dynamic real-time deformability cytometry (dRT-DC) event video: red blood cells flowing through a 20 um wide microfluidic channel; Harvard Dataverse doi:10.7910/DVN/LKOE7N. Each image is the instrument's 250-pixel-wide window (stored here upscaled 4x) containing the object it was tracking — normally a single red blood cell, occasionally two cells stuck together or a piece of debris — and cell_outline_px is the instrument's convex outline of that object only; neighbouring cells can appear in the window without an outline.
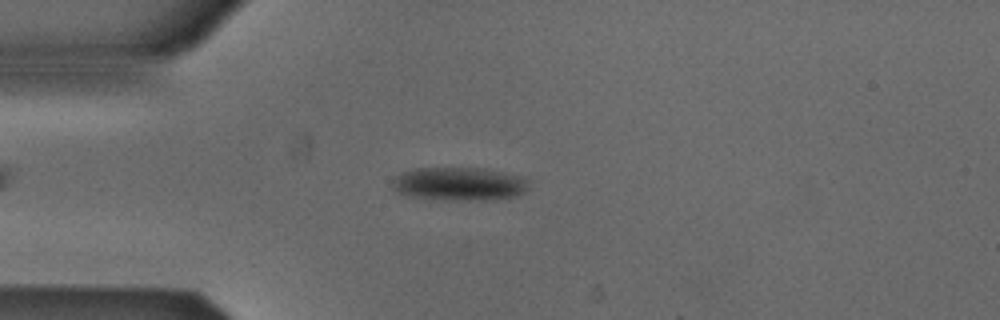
{"species": "Egyptian fruit bat (a non-hibernating species)", "species_latin": "Rousettus aegyptiacus", "temperature_condition": "cold", "stored_images_in_passage": 52, "camera_frame_rate_fps": 3000, "um_per_image_px": 0.085, "animal": {"sex": "male"}, "frame": {"image": 1, "passage_image": 13, "time_ms": 4.0, "image_size_px": [1000, 320], "cell_outline_px": [[532, 180], [528, 188], [524, 192], [516, 196], [492, 200], [444, 200], [404, 196], [396, 192], [392, 188], [392, 180], [400, 172], [412, 168], [484, 168], [524, 176]], "centroid_in_image_um": [39.04, 15.63], "position_along_channel_um": 46.0, "area_um2": 27.34}}
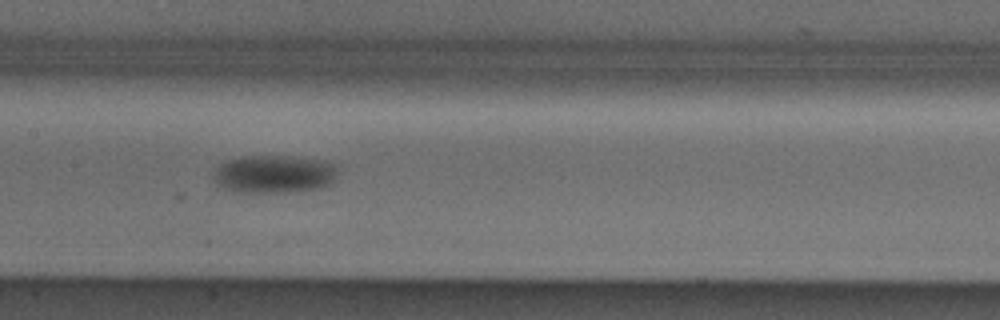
{"frame": {"image": 2, "passage_image": 25, "time_ms": 8.0, "image_size_px": [1000, 320], "cell_outline_px": [[336, 168], [332, 184], [316, 188], [284, 192], [236, 192], [224, 188], [216, 184], [212, 180], [212, 172], [220, 164], [228, 160], [244, 156], [292, 156], [328, 160], [336, 164]], "centroid_in_image_um": [23.27, 14.78], "position_along_channel_um": 184.1, "area_um2": 27.69}}
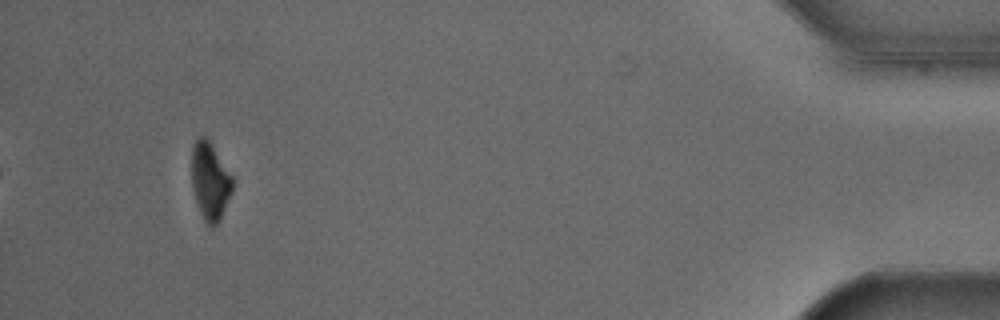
{"frame": {"image": 3, "passage_image": 49, "time_ms": 16.0, "image_size_px": [1000, 320], "cell_outline_px": [[232, 192], [220, 220], [212, 228], [204, 220], [196, 204], [192, 184], [192, 144], [200, 136], [204, 136], [208, 140], [232, 176]], "centroid_in_image_um": [17.84, 15.42], "position_along_channel_um": 417.4, "area_um2": 18.21}, "authors_computed_cell_mechanics": {"area_um2": 24.5361, "velocity_mm_per_s": 3.8646, "shape_relaxation_time_tau1_ms": 1.8471, "shape_relaxation_time_tau2_ms": null, "deformation_change_tau1": 0.0647, "deformation_change_tau2": null}}